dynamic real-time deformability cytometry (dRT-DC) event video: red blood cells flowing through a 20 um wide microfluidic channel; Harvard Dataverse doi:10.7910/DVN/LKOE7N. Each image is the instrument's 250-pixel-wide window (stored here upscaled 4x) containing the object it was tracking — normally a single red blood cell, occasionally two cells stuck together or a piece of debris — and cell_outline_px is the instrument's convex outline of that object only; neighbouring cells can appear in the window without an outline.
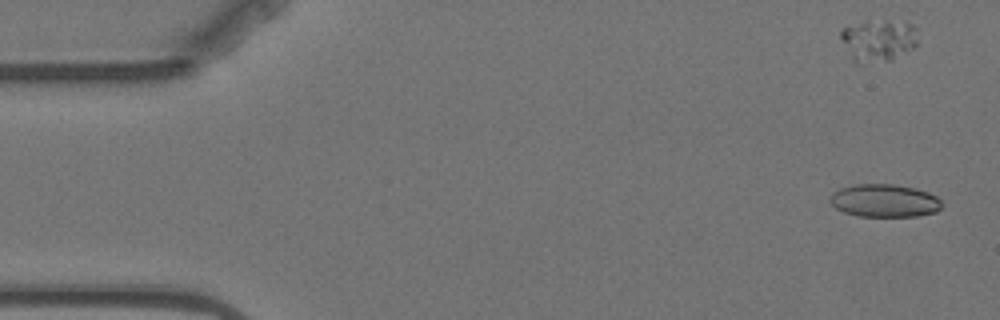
{"species": "Egyptian fruit bat (a non-hibernating species)", "species_latin": "Rousettus aegyptiacus", "temperature_condition": "warm", "stored_images_in_passage": 4, "camera_frame_rate_fps": 3000, "um_per_image_px": 0.085, "animal": {"sex": "female"}, "frame": {"image": 1, "passage_image": 1, "time_ms": 0.0, "image_size_px": [1000, 320], "cell_outline_px": [[940, 208], [936, 212], [916, 216], [856, 216], [844, 212], [836, 208], [828, 200], [832, 192], [840, 188], [856, 184], [892, 184], [916, 188], [928, 192], [936, 196], [940, 200]], "centroid_in_image_um": [75.15, 17.05], "position_along_channel_um": 9.9, "area_um2": 21.44}}